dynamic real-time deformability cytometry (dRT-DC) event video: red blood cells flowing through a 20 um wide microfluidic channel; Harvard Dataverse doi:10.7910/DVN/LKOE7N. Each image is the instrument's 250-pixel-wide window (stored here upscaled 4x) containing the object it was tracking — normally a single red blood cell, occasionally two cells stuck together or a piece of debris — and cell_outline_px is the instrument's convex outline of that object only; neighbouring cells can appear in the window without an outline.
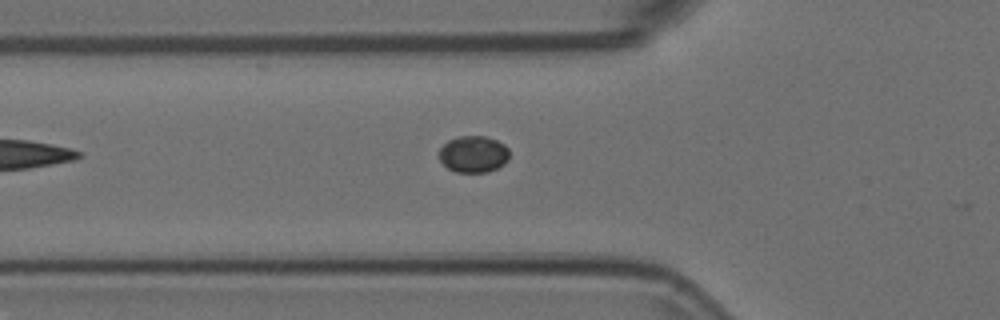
{"species": "Egyptian fruit bat (a non-hibernating species)", "species_latin": "Rousettus aegyptiacus", "temperature_condition": "room temperature", "stored_images_in_passage": 3, "camera_frame_rate_fps": 3000, "um_per_image_px": 0.085, "animal": {"sex": "female"}, "frame": {"image": 1, "passage_image": 3, "time_ms": 0.667, "image_size_px": [1000, 320], "cell_outline_px": [[508, 160], [504, 164], [488, 172], [456, 172], [448, 168], [436, 156], [436, 152], [448, 140], [456, 136], [484, 136], [496, 140], [504, 144], [508, 148]], "centroid_in_image_um": [40.2, 13.1], "position_along_channel_um": 85.6, "area_um2": 15.2}}